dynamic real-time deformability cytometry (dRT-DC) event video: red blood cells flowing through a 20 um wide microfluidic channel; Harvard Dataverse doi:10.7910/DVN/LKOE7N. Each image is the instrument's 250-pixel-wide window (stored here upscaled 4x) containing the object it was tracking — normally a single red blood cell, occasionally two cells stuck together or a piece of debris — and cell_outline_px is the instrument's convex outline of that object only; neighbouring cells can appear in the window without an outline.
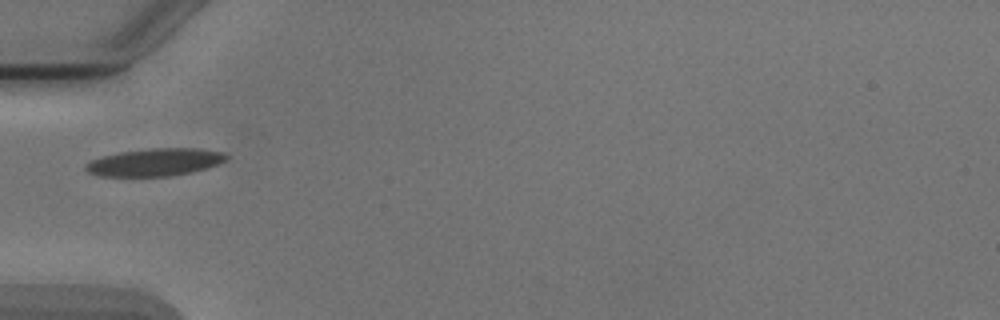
{"species": "Egyptian fruit bat (a non-hibernating species)", "species_latin": "Rousettus aegyptiacus", "temperature_condition": "cold", "stored_images_in_passage": 2, "camera_frame_rate_fps": 3000, "um_per_image_px": 0.085, "animal": {"sex": "male"}, "frame": {"image": 1, "passage_image": 1, "time_ms": 0.0, "image_size_px": [1000, 320], "cell_outline_px": [[228, 156], [224, 160], [216, 164], [192, 172], [172, 176], [96, 176], [88, 172], [84, 168], [84, 164], [92, 160], [104, 156], [120, 152], [152, 148], [196, 148], [224, 152]], "centroid_in_image_um": [13.13, 13.79], "position_along_channel_um": 71.9, "area_um2": 22.43}}
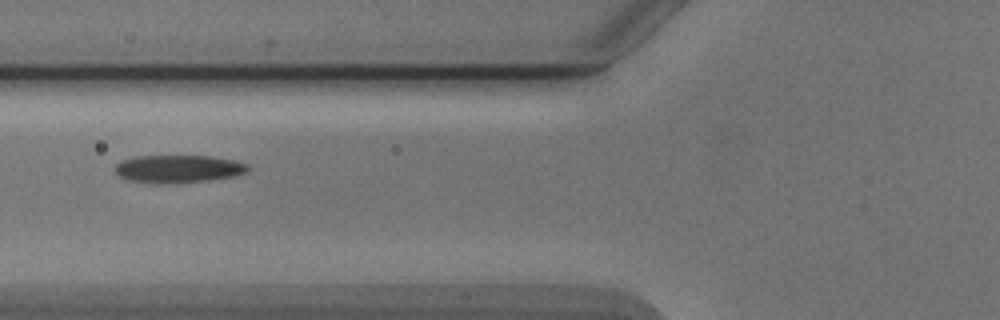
{"frame": {"image": 2, "passage_image": 2, "time_ms": 1.0, "image_size_px": [1000, 320], "cell_outline_px": [[248, 172], [236, 176], [208, 180], [176, 184], [156, 184], [124, 180], [116, 172], [116, 164], [124, 160], [136, 156], [212, 156], [232, 160], [248, 164]], "centroid_in_image_um": [15.15, 14.37], "position_along_channel_um": 110.6, "area_um2": 21.73}}